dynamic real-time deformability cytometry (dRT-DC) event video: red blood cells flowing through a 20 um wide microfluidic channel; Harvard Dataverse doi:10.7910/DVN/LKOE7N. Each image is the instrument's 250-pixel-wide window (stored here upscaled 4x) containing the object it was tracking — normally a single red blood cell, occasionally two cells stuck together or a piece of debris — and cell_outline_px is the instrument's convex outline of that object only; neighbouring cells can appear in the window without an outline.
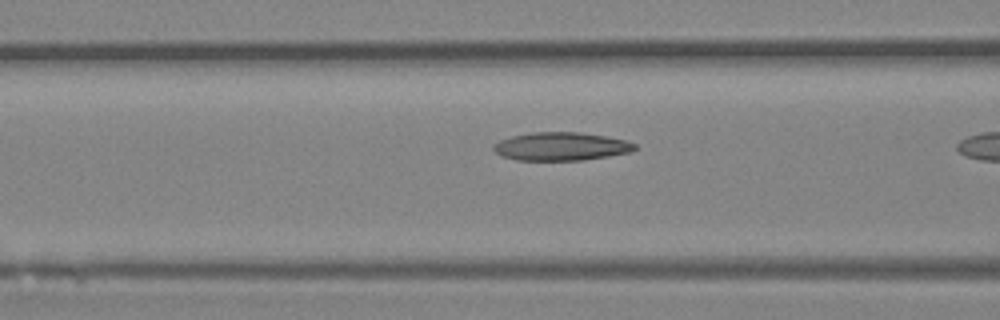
{"species": "Egyptian fruit bat (a non-hibernating species)", "species_latin": "Rousettus aegyptiacus", "temperature_condition": "room temperature", "stored_images_in_passage": 10, "camera_frame_rate_fps": 3000, "um_per_image_px": 0.085, "animal": {"sex": "female"}, "frame": {"image": 1, "passage_image": 9, "time_ms": 2.667, "image_size_px": [1000, 320], "cell_outline_px": [[636, 148], [632, 152], [584, 160], [516, 160], [500, 156], [492, 148], [492, 144], [500, 140], [512, 136], [532, 132], [580, 132], [608, 136], [628, 140], [636, 144]], "centroid_in_image_um": [47.7, 12.44], "position_along_channel_um": 118.9, "area_um2": 23.52}}